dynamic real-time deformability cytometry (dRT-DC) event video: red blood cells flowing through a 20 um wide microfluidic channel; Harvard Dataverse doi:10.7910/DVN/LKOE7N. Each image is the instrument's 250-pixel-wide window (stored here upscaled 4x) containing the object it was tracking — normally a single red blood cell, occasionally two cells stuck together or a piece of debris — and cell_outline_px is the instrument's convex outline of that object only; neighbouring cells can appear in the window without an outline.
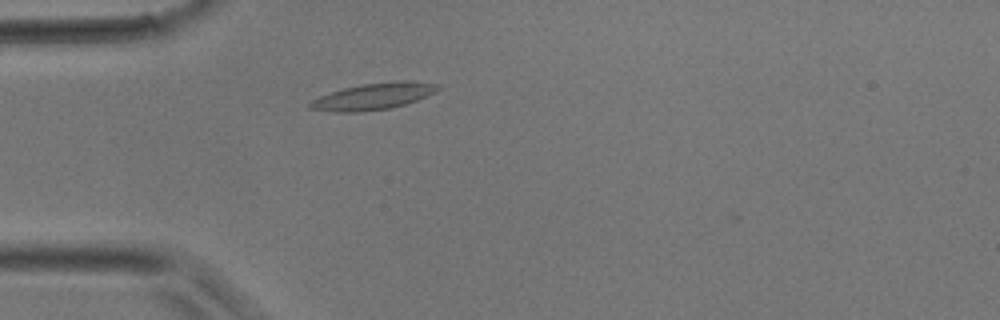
{"species": "common noctule bat (a hibernating species)", "species_latin": "Nyctalus noctula", "temperature_condition": "room temperature", "stored_images_in_passage": 6, "camera_frame_rate_fps": 3000, "um_per_image_px": 0.085, "animal": {"sex": "male", "body_mass_g": 17.9}, "frame": {"image": 1, "passage_image": 5, "time_ms": 1.333, "image_size_px": [1000, 320], "cell_outline_px": [[440, 88], [416, 100], [392, 108], [356, 112], [332, 112], [308, 108], [308, 104], [312, 100], [320, 96], [344, 88], [364, 84], [396, 80], [408, 80], [440, 84]], "centroid_in_image_um": [31.72, 8.19], "position_along_channel_um": 53.3, "area_um2": 19.59}}